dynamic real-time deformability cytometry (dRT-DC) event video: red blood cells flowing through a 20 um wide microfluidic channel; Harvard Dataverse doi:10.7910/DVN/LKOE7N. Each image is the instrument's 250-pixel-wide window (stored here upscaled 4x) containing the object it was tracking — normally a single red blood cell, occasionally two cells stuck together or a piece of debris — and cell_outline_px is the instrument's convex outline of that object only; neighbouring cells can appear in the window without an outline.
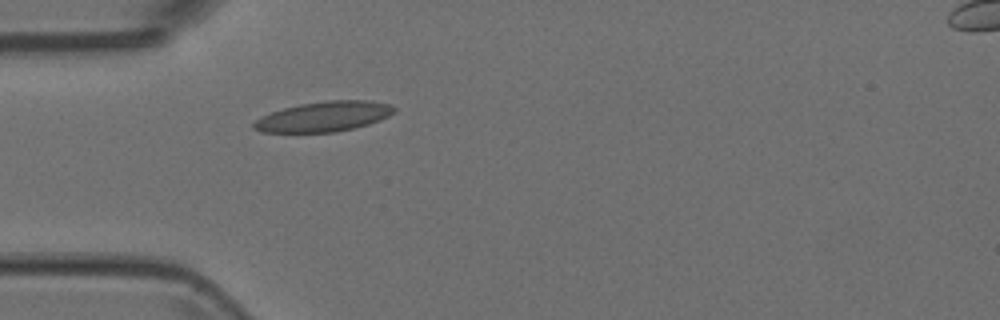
{"species": "Egyptian fruit bat (a non-hibernating species)", "species_latin": "Rousettus aegyptiacus", "temperature_condition": "room temperature", "stored_images_in_passage": 5, "camera_frame_rate_fps": 3000, "um_per_image_px": 0.085, "animal": {"sex": "female"}, "frame": {"image": 1, "passage_image": 5, "time_ms": 1.333, "image_size_px": [1000, 320], "cell_outline_px": [[396, 112], [380, 120], [368, 124], [352, 128], [332, 132], [260, 132], [252, 128], [252, 124], [256, 120], [272, 112], [284, 108], [300, 104], [328, 100], [372, 100], [392, 104], [396, 108]], "centroid_in_image_um": [27.57, 9.89], "position_along_channel_um": 57.4, "area_um2": 24.57}}